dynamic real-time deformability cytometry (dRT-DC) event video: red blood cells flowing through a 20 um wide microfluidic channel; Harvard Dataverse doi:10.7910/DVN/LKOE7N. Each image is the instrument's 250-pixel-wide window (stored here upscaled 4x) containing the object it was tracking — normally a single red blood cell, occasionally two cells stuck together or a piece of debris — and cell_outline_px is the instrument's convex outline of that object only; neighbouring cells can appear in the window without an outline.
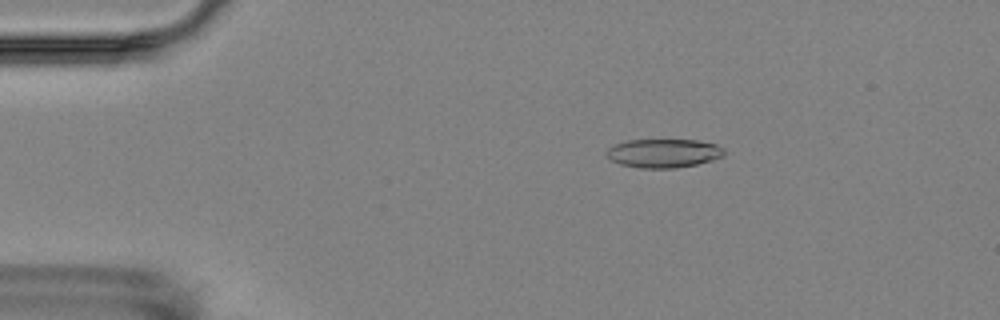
{"species": "Egyptian fruit bat (a non-hibernating species)", "species_latin": "Rousettus aegyptiacus", "temperature_condition": "room temperature", "stored_images_in_passage": 5, "camera_frame_rate_fps": 3000, "um_per_image_px": 0.085, "animal": {"sex": "female"}, "frame": {"image": 1, "passage_image": 3, "time_ms": 2.333, "image_size_px": [1000, 320], "cell_outline_px": [[728, 152], [724, 156], [712, 160], [696, 164], [676, 168], [640, 168], [620, 164], [612, 160], [604, 152], [608, 148], [616, 144], [628, 140], [696, 140], [716, 144], [724, 148]], "centroid_in_image_um": [56.44, 13.02], "position_along_channel_um": 28.6, "area_um2": 19.77}}